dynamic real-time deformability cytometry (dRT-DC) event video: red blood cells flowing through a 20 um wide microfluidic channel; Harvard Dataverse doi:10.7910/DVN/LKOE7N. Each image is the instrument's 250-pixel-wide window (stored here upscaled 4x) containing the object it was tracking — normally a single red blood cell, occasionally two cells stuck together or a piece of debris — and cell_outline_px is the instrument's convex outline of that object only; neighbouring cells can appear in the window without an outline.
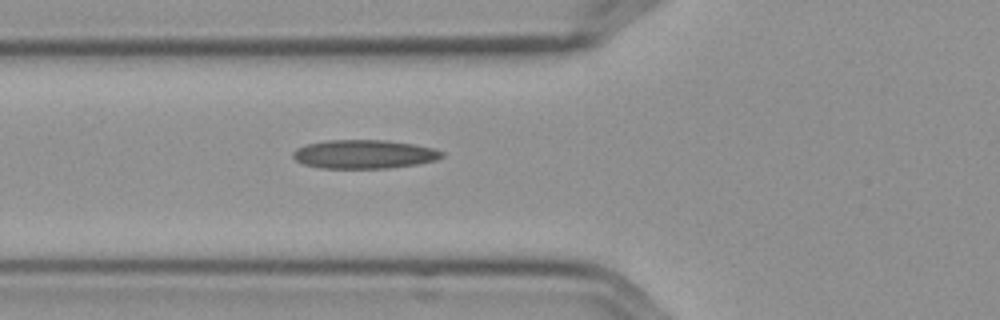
{"species": "Egyptian fruit bat (a non-hibernating species)", "species_latin": "Rousettus aegyptiacus", "temperature_condition": "cold", "stored_images_in_passage": 6, "camera_frame_rate_fps": 3000, "um_per_image_px": 0.085, "frame": {"image": 1, "passage_image": 6, "time_ms": 1.667, "image_size_px": [1000, 320], "cell_outline_px": [[444, 156], [436, 160], [416, 164], [388, 168], [320, 168], [304, 164], [296, 160], [292, 156], [292, 152], [296, 148], [304, 144], [324, 140], [384, 140], [412, 144], [436, 148], [444, 152]], "centroid_in_image_um": [30.93, 13.1], "position_along_channel_um": 94.9, "area_um2": 25.09}}